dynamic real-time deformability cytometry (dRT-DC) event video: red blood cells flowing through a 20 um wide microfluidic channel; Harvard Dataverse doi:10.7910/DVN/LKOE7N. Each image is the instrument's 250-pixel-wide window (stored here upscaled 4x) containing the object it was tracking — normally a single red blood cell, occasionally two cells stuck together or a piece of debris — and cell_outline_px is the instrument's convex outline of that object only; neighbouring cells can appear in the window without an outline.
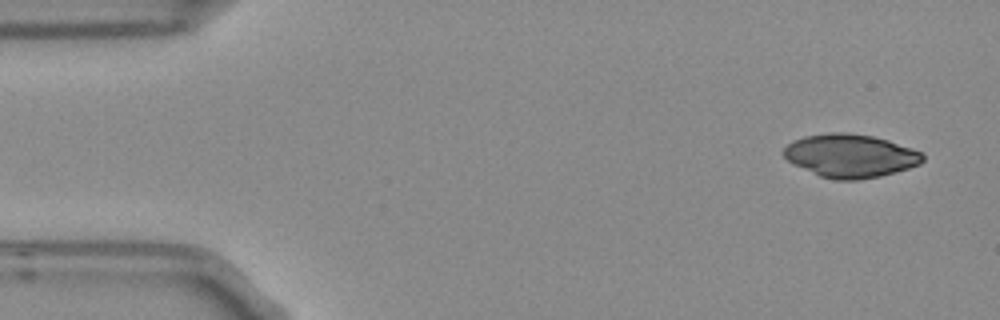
{"species": "Egyptian fruit bat (a non-hibernating species)", "species_latin": "Rousettus aegyptiacus", "temperature_condition": "room temperature", "stored_images_in_passage": 4, "camera_frame_rate_fps": 3000, "um_per_image_px": 0.085, "frame": {"image": 1, "passage_image": 1, "time_ms": 0.0, "image_size_px": [1000, 320], "cell_outline_px": [[924, 160], [920, 164], [896, 172], [880, 176], [856, 180], [836, 180], [820, 176], [788, 160], [780, 152], [792, 140], [804, 136], [828, 132], [848, 132], [872, 136], [888, 140], [912, 148], [920, 152], [924, 156]], "centroid_in_image_um": [72.28, 13.23], "position_along_channel_um": 12.7, "area_um2": 35.03}}